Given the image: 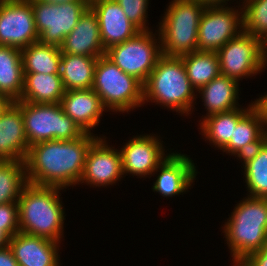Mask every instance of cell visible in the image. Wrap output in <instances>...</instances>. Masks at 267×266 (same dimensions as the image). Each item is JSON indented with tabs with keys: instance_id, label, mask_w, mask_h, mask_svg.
<instances>
[{
	"instance_id": "cell-27",
	"label": "cell",
	"mask_w": 267,
	"mask_h": 266,
	"mask_svg": "<svg viewBox=\"0 0 267 266\" xmlns=\"http://www.w3.org/2000/svg\"><path fill=\"white\" fill-rule=\"evenodd\" d=\"M24 86V72L21 50L0 45V93L13 101L21 98Z\"/></svg>"
},
{
	"instance_id": "cell-2",
	"label": "cell",
	"mask_w": 267,
	"mask_h": 266,
	"mask_svg": "<svg viewBox=\"0 0 267 266\" xmlns=\"http://www.w3.org/2000/svg\"><path fill=\"white\" fill-rule=\"evenodd\" d=\"M61 190L28 183L18 199L20 232L61 243L64 239L65 208Z\"/></svg>"
},
{
	"instance_id": "cell-19",
	"label": "cell",
	"mask_w": 267,
	"mask_h": 266,
	"mask_svg": "<svg viewBox=\"0 0 267 266\" xmlns=\"http://www.w3.org/2000/svg\"><path fill=\"white\" fill-rule=\"evenodd\" d=\"M61 53L100 57L105 49L100 38L97 15L89 7L80 17L75 28L64 38Z\"/></svg>"
},
{
	"instance_id": "cell-6",
	"label": "cell",
	"mask_w": 267,
	"mask_h": 266,
	"mask_svg": "<svg viewBox=\"0 0 267 266\" xmlns=\"http://www.w3.org/2000/svg\"><path fill=\"white\" fill-rule=\"evenodd\" d=\"M92 89L108 112L129 114L144 106L143 84L123 72L105 55L98 57Z\"/></svg>"
},
{
	"instance_id": "cell-8",
	"label": "cell",
	"mask_w": 267,
	"mask_h": 266,
	"mask_svg": "<svg viewBox=\"0 0 267 266\" xmlns=\"http://www.w3.org/2000/svg\"><path fill=\"white\" fill-rule=\"evenodd\" d=\"M153 32L140 31L133 38L108 48L105 56L127 75L144 84L162 56L158 30Z\"/></svg>"
},
{
	"instance_id": "cell-41",
	"label": "cell",
	"mask_w": 267,
	"mask_h": 266,
	"mask_svg": "<svg viewBox=\"0 0 267 266\" xmlns=\"http://www.w3.org/2000/svg\"><path fill=\"white\" fill-rule=\"evenodd\" d=\"M262 46H263V60L267 67V38L262 41Z\"/></svg>"
},
{
	"instance_id": "cell-17",
	"label": "cell",
	"mask_w": 267,
	"mask_h": 266,
	"mask_svg": "<svg viewBox=\"0 0 267 266\" xmlns=\"http://www.w3.org/2000/svg\"><path fill=\"white\" fill-rule=\"evenodd\" d=\"M61 243L18 232L10 237L9 247L19 266H61Z\"/></svg>"
},
{
	"instance_id": "cell-16",
	"label": "cell",
	"mask_w": 267,
	"mask_h": 266,
	"mask_svg": "<svg viewBox=\"0 0 267 266\" xmlns=\"http://www.w3.org/2000/svg\"><path fill=\"white\" fill-rule=\"evenodd\" d=\"M90 8L97 15L105 50L133 38L141 31L128 19L115 0H90Z\"/></svg>"
},
{
	"instance_id": "cell-30",
	"label": "cell",
	"mask_w": 267,
	"mask_h": 266,
	"mask_svg": "<svg viewBox=\"0 0 267 266\" xmlns=\"http://www.w3.org/2000/svg\"><path fill=\"white\" fill-rule=\"evenodd\" d=\"M27 184L24 160L0 161V205L18 202Z\"/></svg>"
},
{
	"instance_id": "cell-7",
	"label": "cell",
	"mask_w": 267,
	"mask_h": 266,
	"mask_svg": "<svg viewBox=\"0 0 267 266\" xmlns=\"http://www.w3.org/2000/svg\"><path fill=\"white\" fill-rule=\"evenodd\" d=\"M21 108L26 138L29 147L49 140H72L84 132L68 115L60 103L35 104L15 101Z\"/></svg>"
},
{
	"instance_id": "cell-39",
	"label": "cell",
	"mask_w": 267,
	"mask_h": 266,
	"mask_svg": "<svg viewBox=\"0 0 267 266\" xmlns=\"http://www.w3.org/2000/svg\"><path fill=\"white\" fill-rule=\"evenodd\" d=\"M10 236L0 229V249L9 246Z\"/></svg>"
},
{
	"instance_id": "cell-38",
	"label": "cell",
	"mask_w": 267,
	"mask_h": 266,
	"mask_svg": "<svg viewBox=\"0 0 267 266\" xmlns=\"http://www.w3.org/2000/svg\"><path fill=\"white\" fill-rule=\"evenodd\" d=\"M202 4H205L206 6H216V5H231L232 2H229V1H232V0H196ZM236 1V0H233V2ZM228 2L230 4H228Z\"/></svg>"
},
{
	"instance_id": "cell-22",
	"label": "cell",
	"mask_w": 267,
	"mask_h": 266,
	"mask_svg": "<svg viewBox=\"0 0 267 266\" xmlns=\"http://www.w3.org/2000/svg\"><path fill=\"white\" fill-rule=\"evenodd\" d=\"M239 82L227 76L219 75L210 83L204 85L196 93L206 109V114L202 115L199 123L206 117L222 112H228L239 107Z\"/></svg>"
},
{
	"instance_id": "cell-14",
	"label": "cell",
	"mask_w": 267,
	"mask_h": 266,
	"mask_svg": "<svg viewBox=\"0 0 267 266\" xmlns=\"http://www.w3.org/2000/svg\"><path fill=\"white\" fill-rule=\"evenodd\" d=\"M106 136L99 137L90 147L79 185L87 184L93 188H107L123 180L121 154L119 148L110 145Z\"/></svg>"
},
{
	"instance_id": "cell-11",
	"label": "cell",
	"mask_w": 267,
	"mask_h": 266,
	"mask_svg": "<svg viewBox=\"0 0 267 266\" xmlns=\"http://www.w3.org/2000/svg\"><path fill=\"white\" fill-rule=\"evenodd\" d=\"M236 3L239 6H206L198 27V51L217 52L243 31L242 5Z\"/></svg>"
},
{
	"instance_id": "cell-25",
	"label": "cell",
	"mask_w": 267,
	"mask_h": 266,
	"mask_svg": "<svg viewBox=\"0 0 267 266\" xmlns=\"http://www.w3.org/2000/svg\"><path fill=\"white\" fill-rule=\"evenodd\" d=\"M98 57L62 53L59 75L65 91L92 89Z\"/></svg>"
},
{
	"instance_id": "cell-21",
	"label": "cell",
	"mask_w": 267,
	"mask_h": 266,
	"mask_svg": "<svg viewBox=\"0 0 267 266\" xmlns=\"http://www.w3.org/2000/svg\"><path fill=\"white\" fill-rule=\"evenodd\" d=\"M28 149L21 108L14 102L0 117V161L25 160Z\"/></svg>"
},
{
	"instance_id": "cell-37",
	"label": "cell",
	"mask_w": 267,
	"mask_h": 266,
	"mask_svg": "<svg viewBox=\"0 0 267 266\" xmlns=\"http://www.w3.org/2000/svg\"><path fill=\"white\" fill-rule=\"evenodd\" d=\"M9 96L0 93V117L11 107L14 103Z\"/></svg>"
},
{
	"instance_id": "cell-40",
	"label": "cell",
	"mask_w": 267,
	"mask_h": 266,
	"mask_svg": "<svg viewBox=\"0 0 267 266\" xmlns=\"http://www.w3.org/2000/svg\"><path fill=\"white\" fill-rule=\"evenodd\" d=\"M41 2H47V3H68V2H75V1H90V0H38Z\"/></svg>"
},
{
	"instance_id": "cell-20",
	"label": "cell",
	"mask_w": 267,
	"mask_h": 266,
	"mask_svg": "<svg viewBox=\"0 0 267 266\" xmlns=\"http://www.w3.org/2000/svg\"><path fill=\"white\" fill-rule=\"evenodd\" d=\"M266 138L264 115L255 104L237 122L233 137L221 151L240 160L243 156L252 152Z\"/></svg>"
},
{
	"instance_id": "cell-10",
	"label": "cell",
	"mask_w": 267,
	"mask_h": 266,
	"mask_svg": "<svg viewBox=\"0 0 267 266\" xmlns=\"http://www.w3.org/2000/svg\"><path fill=\"white\" fill-rule=\"evenodd\" d=\"M220 74L238 82L264 72L262 41L250 34L241 32L217 51Z\"/></svg>"
},
{
	"instance_id": "cell-32",
	"label": "cell",
	"mask_w": 267,
	"mask_h": 266,
	"mask_svg": "<svg viewBox=\"0 0 267 266\" xmlns=\"http://www.w3.org/2000/svg\"><path fill=\"white\" fill-rule=\"evenodd\" d=\"M128 19L141 31L152 30L148 25L149 0H115ZM148 23V24H147ZM147 25V26H146Z\"/></svg>"
},
{
	"instance_id": "cell-31",
	"label": "cell",
	"mask_w": 267,
	"mask_h": 266,
	"mask_svg": "<svg viewBox=\"0 0 267 266\" xmlns=\"http://www.w3.org/2000/svg\"><path fill=\"white\" fill-rule=\"evenodd\" d=\"M242 2L243 32L261 41L267 38V0H240Z\"/></svg>"
},
{
	"instance_id": "cell-15",
	"label": "cell",
	"mask_w": 267,
	"mask_h": 266,
	"mask_svg": "<svg viewBox=\"0 0 267 266\" xmlns=\"http://www.w3.org/2000/svg\"><path fill=\"white\" fill-rule=\"evenodd\" d=\"M195 165L190 155L172 152L152 173L156 176L152 191L167 199L190 192L199 173Z\"/></svg>"
},
{
	"instance_id": "cell-5",
	"label": "cell",
	"mask_w": 267,
	"mask_h": 266,
	"mask_svg": "<svg viewBox=\"0 0 267 266\" xmlns=\"http://www.w3.org/2000/svg\"><path fill=\"white\" fill-rule=\"evenodd\" d=\"M206 8L196 0H171L157 25L162 55L180 57L197 51L198 27Z\"/></svg>"
},
{
	"instance_id": "cell-35",
	"label": "cell",
	"mask_w": 267,
	"mask_h": 266,
	"mask_svg": "<svg viewBox=\"0 0 267 266\" xmlns=\"http://www.w3.org/2000/svg\"><path fill=\"white\" fill-rule=\"evenodd\" d=\"M0 266H19L9 246L0 249Z\"/></svg>"
},
{
	"instance_id": "cell-18",
	"label": "cell",
	"mask_w": 267,
	"mask_h": 266,
	"mask_svg": "<svg viewBox=\"0 0 267 266\" xmlns=\"http://www.w3.org/2000/svg\"><path fill=\"white\" fill-rule=\"evenodd\" d=\"M60 104L84 133L94 134L103 113L108 112L93 89L65 91Z\"/></svg>"
},
{
	"instance_id": "cell-36",
	"label": "cell",
	"mask_w": 267,
	"mask_h": 266,
	"mask_svg": "<svg viewBox=\"0 0 267 266\" xmlns=\"http://www.w3.org/2000/svg\"><path fill=\"white\" fill-rule=\"evenodd\" d=\"M256 105L261 109L264 115L265 135L267 137V92L255 99Z\"/></svg>"
},
{
	"instance_id": "cell-26",
	"label": "cell",
	"mask_w": 267,
	"mask_h": 266,
	"mask_svg": "<svg viewBox=\"0 0 267 266\" xmlns=\"http://www.w3.org/2000/svg\"><path fill=\"white\" fill-rule=\"evenodd\" d=\"M248 196L267 198V138L240 159Z\"/></svg>"
},
{
	"instance_id": "cell-24",
	"label": "cell",
	"mask_w": 267,
	"mask_h": 266,
	"mask_svg": "<svg viewBox=\"0 0 267 266\" xmlns=\"http://www.w3.org/2000/svg\"><path fill=\"white\" fill-rule=\"evenodd\" d=\"M65 93L59 74L24 73L20 100L35 104L60 103Z\"/></svg>"
},
{
	"instance_id": "cell-28",
	"label": "cell",
	"mask_w": 267,
	"mask_h": 266,
	"mask_svg": "<svg viewBox=\"0 0 267 266\" xmlns=\"http://www.w3.org/2000/svg\"><path fill=\"white\" fill-rule=\"evenodd\" d=\"M180 57L185 66L187 77L196 92L220 75L217 52L197 50Z\"/></svg>"
},
{
	"instance_id": "cell-23",
	"label": "cell",
	"mask_w": 267,
	"mask_h": 266,
	"mask_svg": "<svg viewBox=\"0 0 267 266\" xmlns=\"http://www.w3.org/2000/svg\"><path fill=\"white\" fill-rule=\"evenodd\" d=\"M246 107L243 106L228 112L210 115L199 123L200 132L203 140L209 142V145L215 146V149L221 150L233 137V132L237 122L256 104L251 100Z\"/></svg>"
},
{
	"instance_id": "cell-33",
	"label": "cell",
	"mask_w": 267,
	"mask_h": 266,
	"mask_svg": "<svg viewBox=\"0 0 267 266\" xmlns=\"http://www.w3.org/2000/svg\"><path fill=\"white\" fill-rule=\"evenodd\" d=\"M0 229L10 237L20 232L18 202L0 205Z\"/></svg>"
},
{
	"instance_id": "cell-3",
	"label": "cell",
	"mask_w": 267,
	"mask_h": 266,
	"mask_svg": "<svg viewBox=\"0 0 267 266\" xmlns=\"http://www.w3.org/2000/svg\"><path fill=\"white\" fill-rule=\"evenodd\" d=\"M195 93L182 58L162 55L143 84V103H155L188 117L197 105Z\"/></svg>"
},
{
	"instance_id": "cell-34",
	"label": "cell",
	"mask_w": 267,
	"mask_h": 266,
	"mask_svg": "<svg viewBox=\"0 0 267 266\" xmlns=\"http://www.w3.org/2000/svg\"><path fill=\"white\" fill-rule=\"evenodd\" d=\"M239 266H267V242L264 247L247 256Z\"/></svg>"
},
{
	"instance_id": "cell-12",
	"label": "cell",
	"mask_w": 267,
	"mask_h": 266,
	"mask_svg": "<svg viewBox=\"0 0 267 266\" xmlns=\"http://www.w3.org/2000/svg\"><path fill=\"white\" fill-rule=\"evenodd\" d=\"M157 133L133 135L119 149L123 175L136 178L152 177V173L166 159L173 149L166 153L165 145ZM161 138V139H160Z\"/></svg>"
},
{
	"instance_id": "cell-9",
	"label": "cell",
	"mask_w": 267,
	"mask_h": 266,
	"mask_svg": "<svg viewBox=\"0 0 267 266\" xmlns=\"http://www.w3.org/2000/svg\"><path fill=\"white\" fill-rule=\"evenodd\" d=\"M39 42L60 47L90 7V1L47 3L30 0Z\"/></svg>"
},
{
	"instance_id": "cell-1",
	"label": "cell",
	"mask_w": 267,
	"mask_h": 266,
	"mask_svg": "<svg viewBox=\"0 0 267 266\" xmlns=\"http://www.w3.org/2000/svg\"><path fill=\"white\" fill-rule=\"evenodd\" d=\"M84 133L72 140H49L32 145L24 160L28 183L69 190L79 185L87 153L99 138Z\"/></svg>"
},
{
	"instance_id": "cell-13",
	"label": "cell",
	"mask_w": 267,
	"mask_h": 266,
	"mask_svg": "<svg viewBox=\"0 0 267 266\" xmlns=\"http://www.w3.org/2000/svg\"><path fill=\"white\" fill-rule=\"evenodd\" d=\"M38 41L30 0H0V45L21 50Z\"/></svg>"
},
{
	"instance_id": "cell-4",
	"label": "cell",
	"mask_w": 267,
	"mask_h": 266,
	"mask_svg": "<svg viewBox=\"0 0 267 266\" xmlns=\"http://www.w3.org/2000/svg\"><path fill=\"white\" fill-rule=\"evenodd\" d=\"M238 202L221 226L233 265L261 250L267 242V198L247 195Z\"/></svg>"
},
{
	"instance_id": "cell-29",
	"label": "cell",
	"mask_w": 267,
	"mask_h": 266,
	"mask_svg": "<svg viewBox=\"0 0 267 266\" xmlns=\"http://www.w3.org/2000/svg\"><path fill=\"white\" fill-rule=\"evenodd\" d=\"M60 47L38 42L21 49L24 73L59 74Z\"/></svg>"
}]
</instances>
